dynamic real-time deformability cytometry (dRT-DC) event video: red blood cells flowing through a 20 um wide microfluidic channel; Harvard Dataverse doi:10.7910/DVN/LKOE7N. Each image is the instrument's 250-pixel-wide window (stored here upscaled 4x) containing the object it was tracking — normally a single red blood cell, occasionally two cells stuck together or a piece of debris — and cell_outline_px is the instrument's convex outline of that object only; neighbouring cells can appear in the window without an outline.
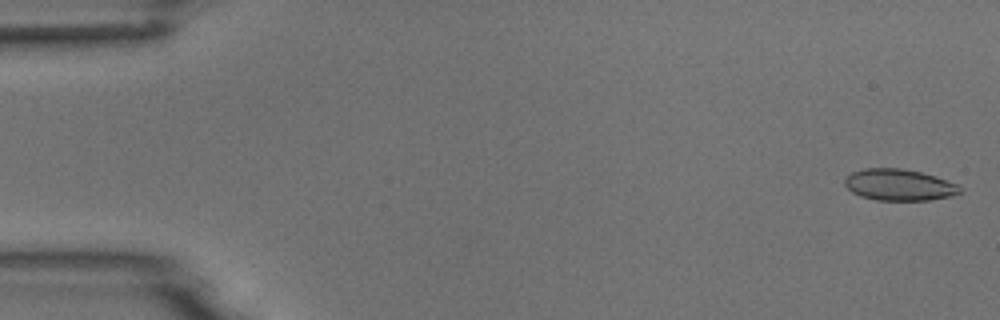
{"species": "common noctule bat (a hibernating species)", "species_latin": "Nyctalus noctula", "temperature_condition": "room temperature", "stored_images_in_passage": 4, "camera_frame_rate_fps": 3000, "um_per_image_px": 0.085, "animal": {"sex": "male", "body_mass_g": 18.8}, "frame": {"image": 1, "passage_image": 1, "time_ms": 0.0, "image_size_px": [1000, 320], "cell_outline_px": [[964, 192], [948, 196], [928, 200], [876, 200], [860, 196], [852, 192], [844, 184], [844, 180], [852, 172], [864, 168], [900, 168], [920, 172], [936, 176], [956, 184], [964, 188]], "centroid_in_image_um": [76.43, 15.71], "position_along_channel_um": 8.6, "area_um2": 21.1}}
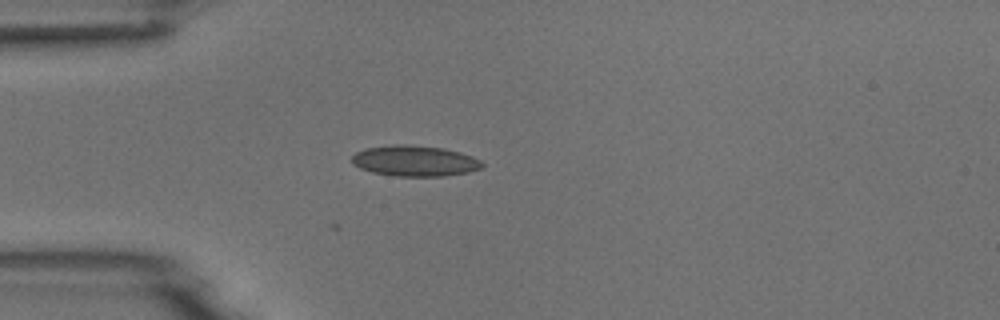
{"frame": {"image": 2, "passage_image": 4, "time_ms": 4.333, "image_size_px": [1000, 320], "cell_outline_px": [[484, 164], [480, 168], [468, 172], [440, 176], [396, 176], [372, 172], [360, 168], [352, 164], [352, 156], [356, 152], [364, 148], [392, 144], [404, 144], [444, 148], [460, 152], [472, 156], [480, 160]], "centroid_in_image_um": [35.22, 13.66], "position_along_channel_um": 49.8, "area_um2": 23.35}}